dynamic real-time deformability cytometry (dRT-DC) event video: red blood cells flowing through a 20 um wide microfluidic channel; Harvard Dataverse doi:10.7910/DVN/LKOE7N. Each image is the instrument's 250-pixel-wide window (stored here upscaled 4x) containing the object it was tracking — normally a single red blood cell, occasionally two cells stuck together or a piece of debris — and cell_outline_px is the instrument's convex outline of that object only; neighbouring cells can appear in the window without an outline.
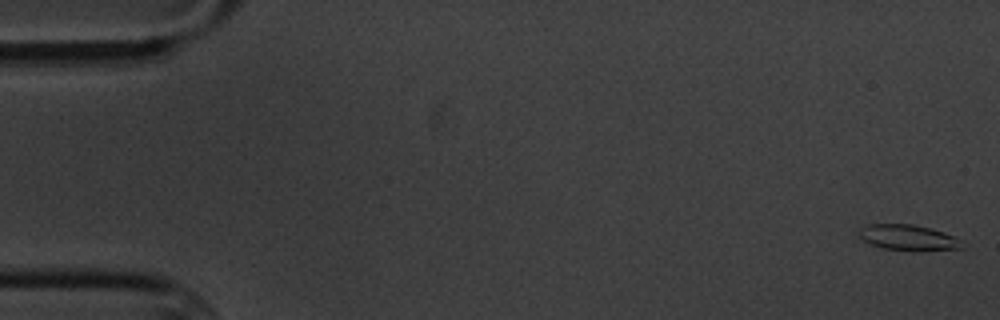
{"species": "common noctule bat (a hibernating species)", "species_latin": "Nyctalus noctula", "temperature_condition": "cold", "stored_images_in_passage": 7, "camera_frame_rate_fps": 3000, "um_per_image_px": 0.085, "animal": {"sex": "male", "body_mass_g": 20.1, "forearm_length_mm": 53.5}, "frame": {"image": 1, "passage_image": 1, "time_ms": 0.0, "image_size_px": [1000, 320], "cell_outline_px": [[964, 248], [912, 252], [884, 248], [872, 244], [864, 240], [860, 236], [860, 228], [868, 224], [912, 224], [944, 232], [952, 236]], "centroid_in_image_um": [77.17, 20.21], "position_along_channel_um": 7.8, "area_um2": 15.2}}
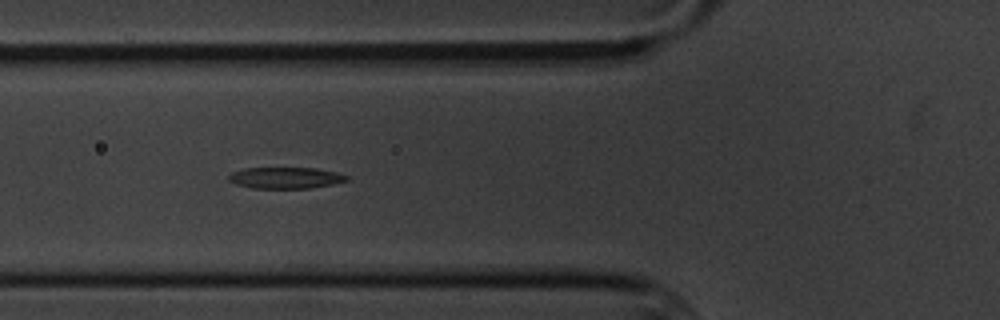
{"frame": {"image": 2, "passage_image": 6, "time_ms": 6.667, "image_size_px": [1000, 320], "cell_outline_px": [[348, 180], [332, 184], [312, 188], [252, 188], [236, 184], [228, 180], [228, 176], [232, 172], [244, 168], [316, 168], [336, 172], [348, 176]], "centroid_in_image_um": [24.26, 15.11], "position_along_channel_um": 101.5, "area_um2": 14.62}}
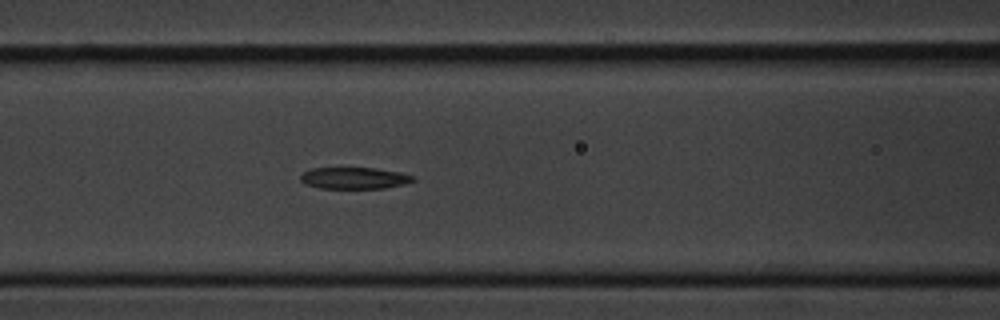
{"frame": {"image": 3, "passage_image": 7, "time_ms": 7.667, "image_size_px": [1000, 320], "cell_outline_px": [[416, 180], [404, 184], [384, 188], [320, 188], [304, 184], [300, 180], [300, 176], [304, 172], [312, 168], [376, 168], [400, 172], [412, 176]], "centroid_in_image_um": [30.1, 15.14], "position_along_channel_um": 136.5, "area_um2": 14.1}}